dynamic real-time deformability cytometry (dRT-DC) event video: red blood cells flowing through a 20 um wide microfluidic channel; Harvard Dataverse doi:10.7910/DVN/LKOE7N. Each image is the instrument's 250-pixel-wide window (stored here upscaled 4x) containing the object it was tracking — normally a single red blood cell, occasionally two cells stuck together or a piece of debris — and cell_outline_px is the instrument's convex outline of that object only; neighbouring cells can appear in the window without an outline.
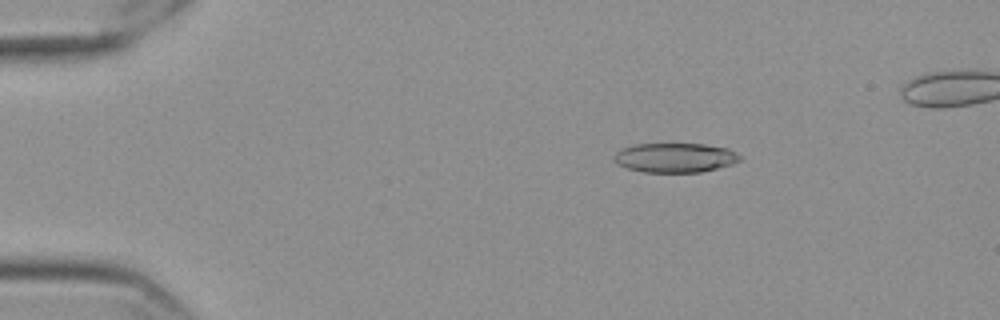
{"species": "Egyptian fruit bat (a non-hibernating species)", "species_latin": "Rousettus aegyptiacus", "temperature_condition": "cold", "stored_images_in_passage": 50, "camera_frame_rate_fps": 3000, "um_per_image_px": 0.085, "frame": {"image": 1, "passage_image": 5, "time_ms": 1.333, "image_size_px": [1000, 320], "cell_outline_px": [[740, 160], [732, 164], [700, 172], [644, 172], [628, 168], [616, 164], [612, 160], [612, 156], [620, 148], [636, 144], [704, 144], [728, 148], [736, 152], [740, 156]], "centroid_in_image_um": [57.33, 13.4], "position_along_channel_um": 27.7, "area_um2": 21.68}}
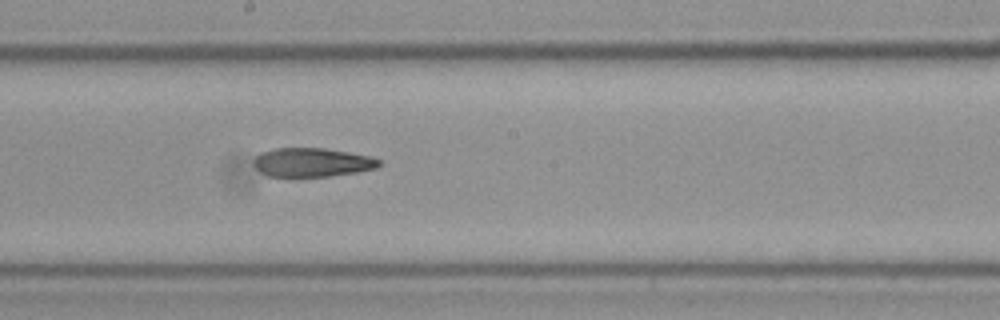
{"frame": {"image": 2, "passage_image": 27, "time_ms": 8.667, "image_size_px": [1000, 320], "cell_outline_px": [[380, 164], [376, 168], [356, 172], [328, 176], [268, 176], [260, 172], [252, 164], [252, 160], [260, 152], [276, 148], [324, 148], [348, 152], [368, 156], [380, 160]], "centroid_in_image_um": [26.47, 13.79], "position_along_channel_um": 221.7, "area_um2": 20.98}}
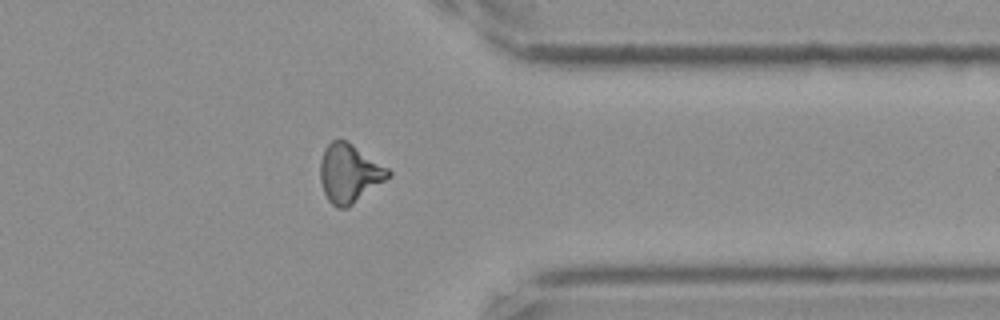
{"frame": {"image": 3, "passage_image": 41, "time_ms": 13.333, "image_size_px": [1000, 320], "cell_outline_px": [[392, 176], [348, 208], [340, 208], [332, 204], [328, 200], [324, 192], [320, 180], [320, 160], [324, 148], [332, 140], [344, 140], [352, 144], [388, 168], [392, 172]], "centroid_in_image_um": [29.7, 14.75], "position_along_channel_um": 381.7, "area_um2": 23.24}}